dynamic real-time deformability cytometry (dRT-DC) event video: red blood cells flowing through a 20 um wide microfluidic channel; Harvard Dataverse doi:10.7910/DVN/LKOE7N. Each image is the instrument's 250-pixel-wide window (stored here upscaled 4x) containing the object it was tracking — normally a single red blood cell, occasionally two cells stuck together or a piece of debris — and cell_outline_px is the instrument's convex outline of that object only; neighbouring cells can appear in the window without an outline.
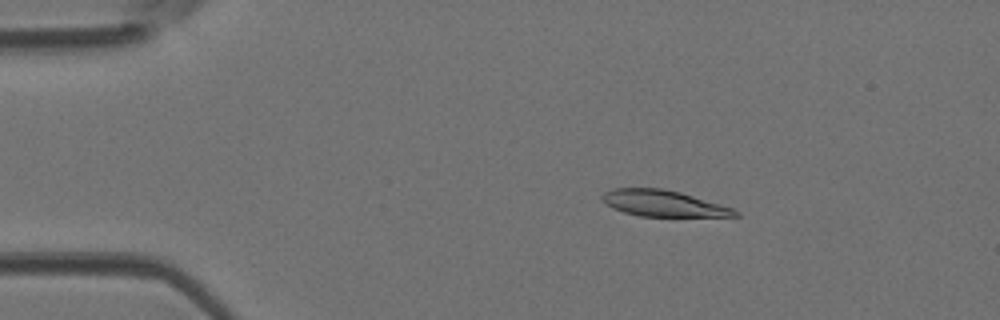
{"species": "Egyptian fruit bat (a non-hibernating species)", "species_latin": "Rousettus aegyptiacus", "temperature_condition": "room temperature", "stored_images_in_passage": 46, "camera_frame_rate_fps": 3000, "um_per_image_px": 0.085, "animal": {"sex": "female"}, "frame": {"image": 1, "passage_image": 8, "time_ms": 2.333, "image_size_px": [1000, 320], "cell_outline_px": [[740, 216], [640, 216], [624, 212], [612, 208], [600, 196], [604, 192], [612, 188], [664, 188], [680, 192], [720, 204], [732, 208], [740, 212]], "centroid_in_image_um": [56.37, 17.28], "position_along_channel_um": 28.6, "area_um2": 20.11}}
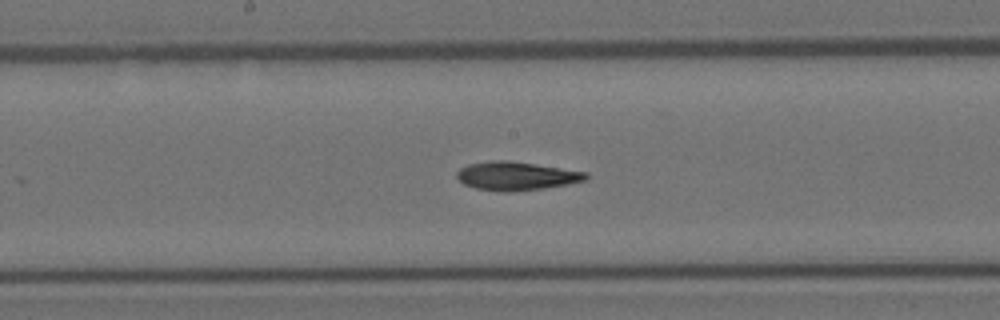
{"frame": {"image": 2, "passage_image": 24, "time_ms": 7.667, "image_size_px": [1000, 320], "cell_outline_px": [[588, 180], [568, 184], [544, 188], [508, 192], [500, 192], [476, 188], [464, 184], [456, 176], [456, 172], [460, 168], [468, 164], [492, 160], [504, 160], [536, 164], [588, 172]], "centroid_in_image_um": [43.9, 14.96], "position_along_channel_um": 204.3, "area_um2": 21.5}}
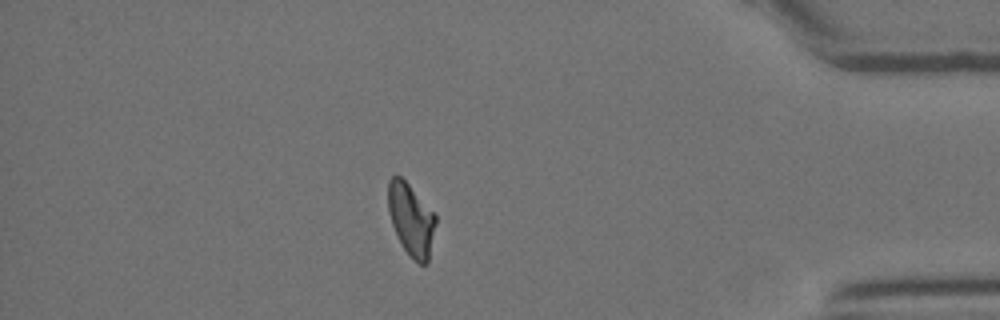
{"frame": {"image": 3, "passage_image": 40, "time_ms": 13.0, "image_size_px": [1000, 320], "cell_outline_px": [[436, 224], [428, 264], [420, 264], [404, 248], [392, 224], [388, 212], [388, 180], [392, 176], [400, 176], [408, 184], [436, 216]], "centroid_in_image_um": [34.94, 18.65], "position_along_channel_um": 400.3, "area_um2": 19.54}}